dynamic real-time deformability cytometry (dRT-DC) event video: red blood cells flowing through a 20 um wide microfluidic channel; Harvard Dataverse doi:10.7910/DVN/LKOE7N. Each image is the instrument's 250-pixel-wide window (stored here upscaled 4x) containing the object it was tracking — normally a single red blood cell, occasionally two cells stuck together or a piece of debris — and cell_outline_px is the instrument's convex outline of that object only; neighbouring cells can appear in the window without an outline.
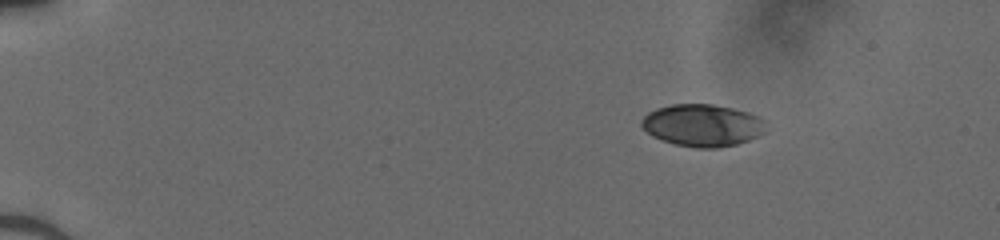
{"species": "human", "species_latin": "Homo sapiens", "temperature_condition": "cold", "stored_images_in_passage": 44, "camera_frame_rate_fps": 3000, "um_per_image_px": 0.085, "donor": {"sex": "male"}, "frame": {"image": 1, "passage_image": 1, "time_ms": 0.0, "image_size_px": [1000, 240], "cell_outline_px": [[764, 132], [748, 140], [736, 144], [716, 148], [696, 148], [676, 144], [652, 136], [640, 124], [644, 116], [648, 112], [656, 108], [672, 104], [712, 104], [732, 108], [748, 112], [760, 116], [764, 120]], "centroid_in_image_um": [59.7, 10.64], "position_along_channel_um": 25.3, "area_um2": 30.4}}
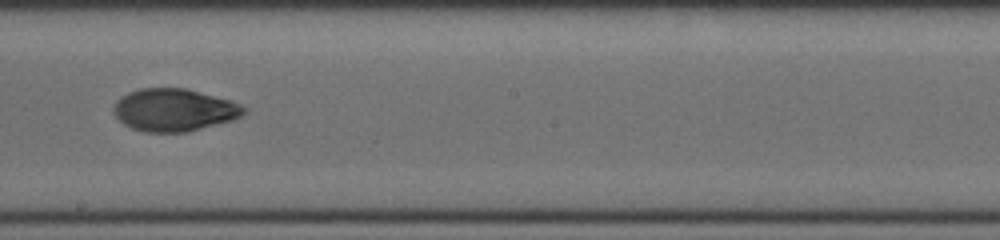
{"frame": {"image": 2, "passage_image": 24, "time_ms": 7.667, "image_size_px": [1000, 240], "cell_outline_px": [[248, 112], [232, 120], [188, 132], [144, 132], [132, 128], [124, 124], [112, 112], [112, 108], [116, 100], [128, 92], [140, 88], [184, 88], [228, 100], [240, 104]], "centroid_in_image_um": [14.76, 9.35], "position_along_channel_um": 233.4, "area_um2": 32.14}}
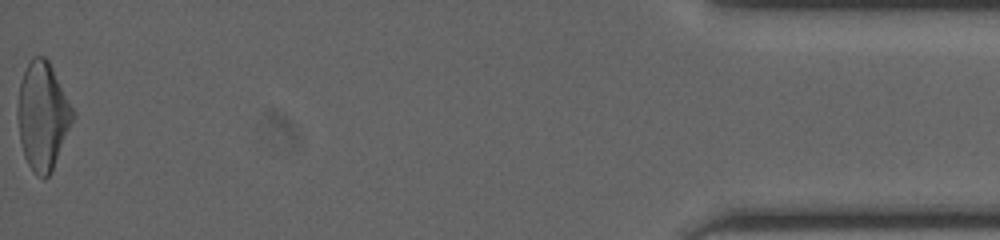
{"frame": {"image": 3, "passage_image": 44, "time_ms": 14.333, "image_size_px": [1000, 240], "cell_outline_px": [[76, 112], [52, 172], [44, 180], [36, 176], [28, 164], [24, 156], [20, 140], [16, 116], [16, 108], [20, 84], [24, 72], [32, 56], [44, 56], [48, 60]], "centroid_in_image_um": [3.62, 9.87], "position_along_channel_um": 431.6, "area_um2": 34.85}}